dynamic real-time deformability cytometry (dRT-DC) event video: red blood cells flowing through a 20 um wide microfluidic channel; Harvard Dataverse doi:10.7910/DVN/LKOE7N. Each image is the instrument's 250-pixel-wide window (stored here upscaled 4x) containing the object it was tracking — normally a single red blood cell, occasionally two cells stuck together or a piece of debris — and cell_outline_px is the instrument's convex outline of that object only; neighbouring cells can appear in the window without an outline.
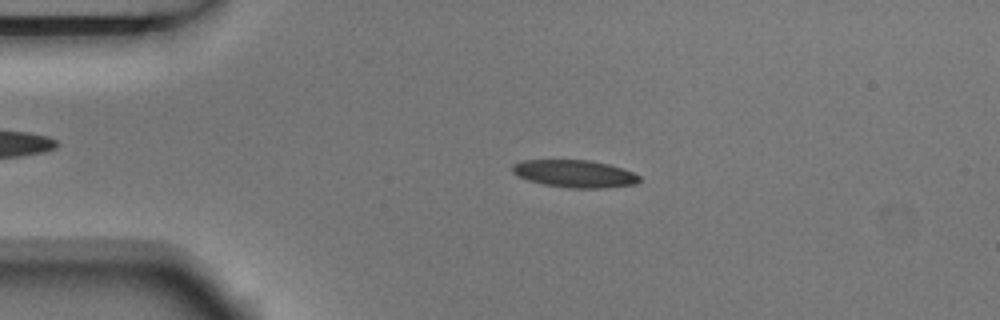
{"species": "Egyptian fruit bat (a non-hibernating species)", "species_latin": "Rousettus aegyptiacus", "temperature_condition": "room temperature", "stored_images_in_passage": 3, "camera_frame_rate_fps": 3000, "um_per_image_px": 0.085, "animal": {"sex": "male"}, "frame": {"image": 1, "passage_image": 2, "time_ms": 0.333, "image_size_px": [1000, 320], "cell_outline_px": [[640, 180], [636, 184], [608, 188], [568, 188], [544, 184], [528, 180], [516, 176], [512, 172], [512, 164], [520, 160], [592, 160], [624, 168], [640, 176]], "centroid_in_image_um": [48.84, 14.76], "position_along_channel_um": 36.2, "area_um2": 20.58}}
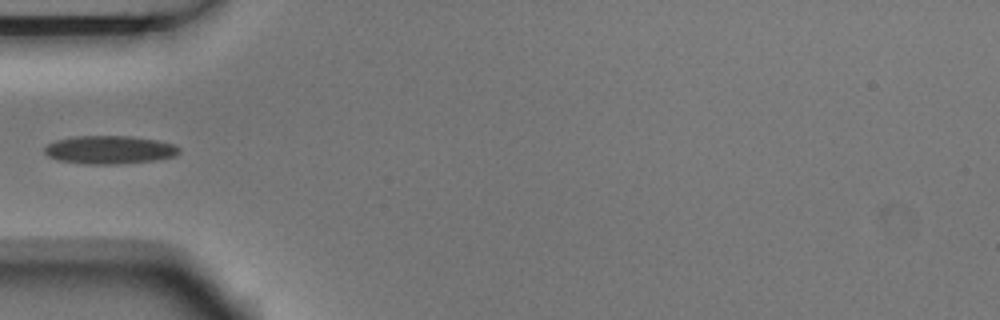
{"frame": {"image": 2, "passage_image": 3, "time_ms": 0.667, "image_size_px": [1000, 320], "cell_outline_px": [[180, 152], [176, 156], [152, 160], [116, 164], [84, 164], [56, 160], [48, 156], [44, 152], [44, 148], [48, 144], [56, 140], [76, 136], [132, 136], [156, 140], [176, 144], [180, 148]], "centroid_in_image_um": [9.31, 12.73], "position_along_channel_um": 75.7, "area_um2": 22.2}}